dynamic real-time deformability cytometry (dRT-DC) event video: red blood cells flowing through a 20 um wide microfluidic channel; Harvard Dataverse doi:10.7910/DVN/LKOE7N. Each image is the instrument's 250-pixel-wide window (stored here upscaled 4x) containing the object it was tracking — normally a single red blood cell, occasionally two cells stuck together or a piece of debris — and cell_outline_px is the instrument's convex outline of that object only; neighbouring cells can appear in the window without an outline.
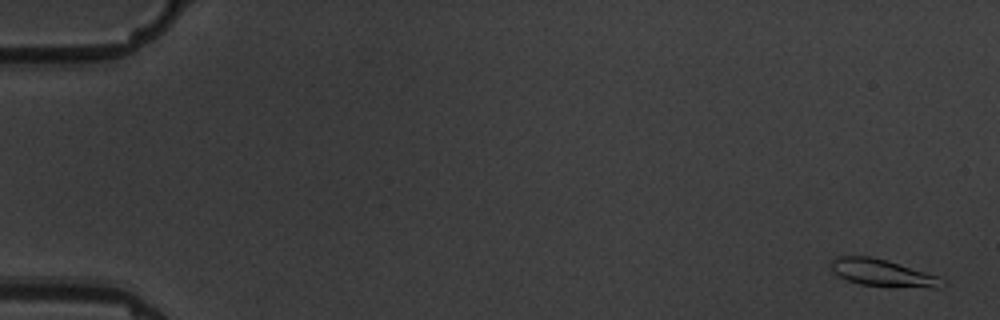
{"species": "common noctule bat (a hibernating species)", "species_latin": "Nyctalus noctula", "temperature_condition": "warm", "stored_images_in_passage": 8, "camera_frame_rate_fps": 3000, "um_per_image_px": 0.085, "animal": {"sex": "male", "body_mass_g": 19.5, "forearm_length_mm": 54.6}, "frame": {"image": 1, "passage_image": 1, "time_ms": 0.0, "image_size_px": [1000, 320], "cell_outline_px": [[944, 280], [940, 288], [936, 288], [860, 284], [848, 280], [840, 276], [832, 268], [832, 260], [836, 256], [868, 256], [888, 260], [940, 276]], "centroid_in_image_um": [75.06, 23.18], "position_along_channel_um": 9.9, "area_um2": 17.17}}
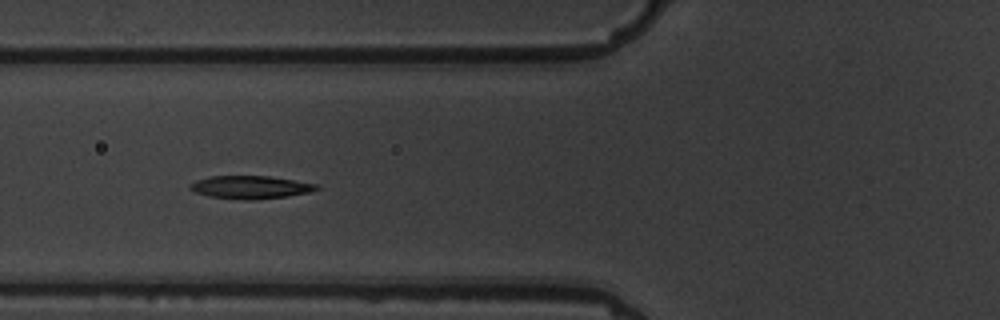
{"frame": {"image": 2, "passage_image": 7, "time_ms": 7.0, "image_size_px": [1000, 320], "cell_outline_px": [[320, 188], [308, 192], [288, 196], [256, 200], [244, 200], [208, 196], [196, 192], [188, 188], [188, 184], [196, 180], [208, 176], [268, 176], [296, 180], [316, 184]], "centroid_in_image_um": [21.25, 15.91], "position_along_channel_um": 104.6, "area_um2": 16.99}}
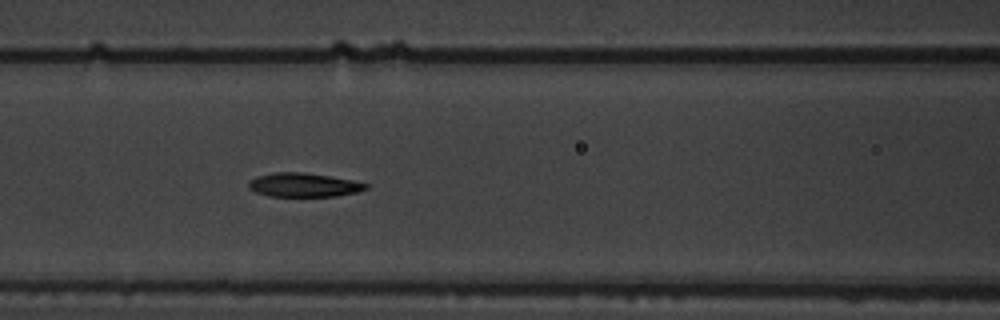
{"frame": {"image": 3, "passage_image": 8, "time_ms": 8.0, "image_size_px": [1000, 320], "cell_outline_px": [[368, 188], [356, 192], [336, 196], [268, 196], [256, 192], [248, 188], [248, 180], [256, 176], [272, 172], [304, 172], [352, 180], [368, 184]], "centroid_in_image_um": [25.76, 15.71], "position_along_channel_um": 140.8, "area_um2": 16.36}}